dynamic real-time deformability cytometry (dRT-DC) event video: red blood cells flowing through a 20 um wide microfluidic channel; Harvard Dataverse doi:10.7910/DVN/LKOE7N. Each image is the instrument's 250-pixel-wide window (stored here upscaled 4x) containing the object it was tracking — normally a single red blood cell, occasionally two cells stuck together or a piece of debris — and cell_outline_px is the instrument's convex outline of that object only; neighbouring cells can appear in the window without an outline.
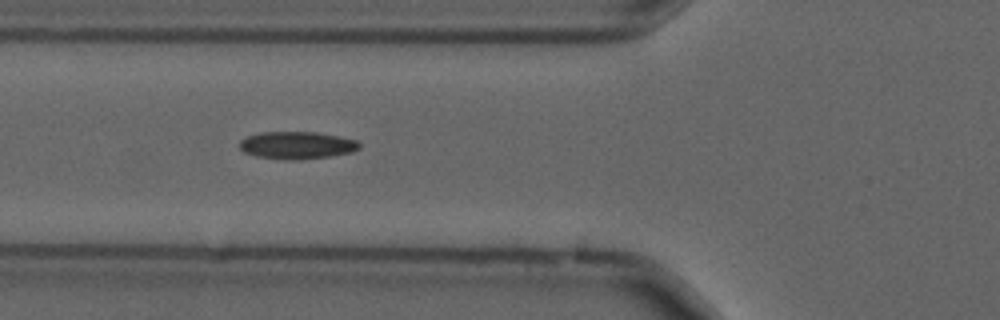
{"species": "common noctule bat (a hibernating species)", "species_latin": "Nyctalus noctula", "temperature_condition": "cold", "stored_images_in_passage": 40, "camera_frame_rate_fps": 3000, "um_per_image_px": 0.085, "animal": {"sex": "male", "forearm_length_mm": 52.5}, "frame": {"image": 1, "passage_image": 7, "time_ms": 2.0, "image_size_px": [1000, 320], "cell_outline_px": [[360, 148], [352, 152], [332, 156], [300, 160], [284, 160], [256, 156], [244, 152], [240, 148], [240, 140], [248, 136], [260, 132], [316, 132], [356, 140], [360, 144]], "centroid_in_image_um": [25.23, 12.36], "position_along_channel_um": 100.6, "area_um2": 19.19}}
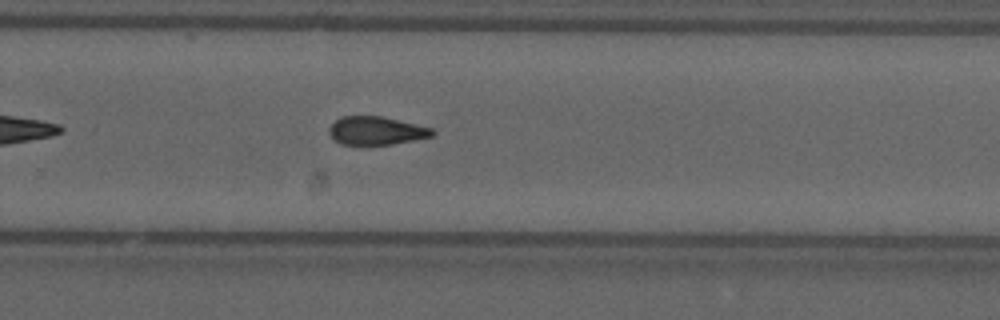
{"frame": {"image": 2, "passage_image": 23, "time_ms": 7.333, "image_size_px": [1000, 320], "cell_outline_px": [[436, 132], [432, 136], [392, 144], [340, 144], [328, 132], [328, 128], [336, 120], [344, 116], [380, 116], [432, 128]], "centroid_in_image_um": [31.97, 11.1], "position_along_channel_um": 297.8, "area_um2": 16.65}, "authors_computed_cell_mechanics": {"area_um2": 17.9758, "velocity_mm_per_s": 3.6985, "shape_relaxation_time_tau1_ms": null, "shape_relaxation_time_tau2_ms": 4.1074, "deformation_change_tau1": null, "deformation_change_tau2": 0.1166}}